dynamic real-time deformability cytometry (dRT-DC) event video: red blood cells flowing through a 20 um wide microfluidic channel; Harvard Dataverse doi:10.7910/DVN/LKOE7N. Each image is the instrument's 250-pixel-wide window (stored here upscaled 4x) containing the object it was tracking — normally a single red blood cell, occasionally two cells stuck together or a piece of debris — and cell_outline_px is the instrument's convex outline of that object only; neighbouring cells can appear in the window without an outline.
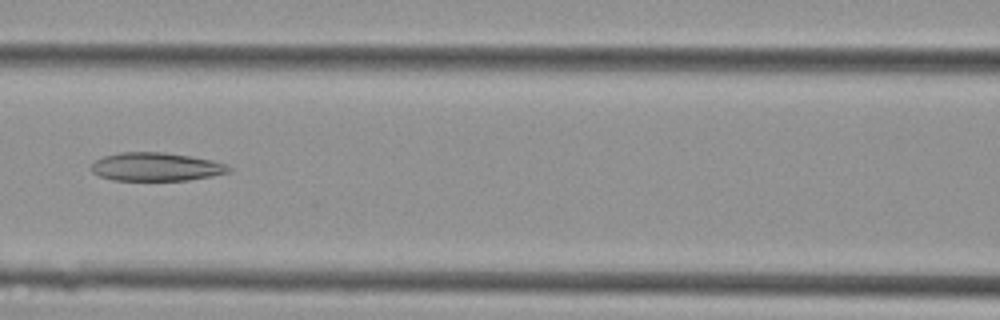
{"species": "Egyptian fruit bat (a non-hibernating species)", "species_latin": "Rousettus aegyptiacus", "temperature_condition": "cold", "stored_images_in_passage": 36, "camera_frame_rate_fps": 3000, "um_per_image_px": 0.085, "animal": {"sex": "female"}, "frame": {"image": 1, "passage_image": 17, "time_ms": 5.333, "image_size_px": [1000, 320], "cell_outline_px": [[232, 168], [228, 172], [212, 176], [188, 180], [112, 180], [100, 176], [92, 172], [88, 168], [96, 160], [104, 156], [120, 152], [164, 152], [212, 160], [228, 164]], "centroid_in_image_um": [13.25, 14.18], "position_along_channel_um": 153.3, "area_um2": 22.77}}
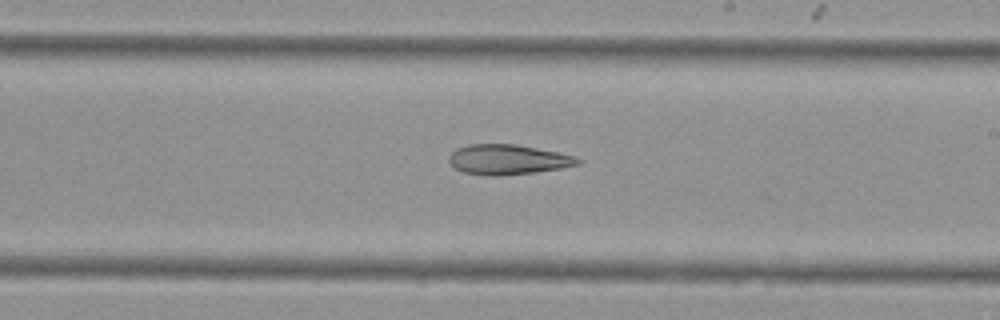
{"frame": {"image": 2, "passage_image": 23, "time_ms": 7.333, "image_size_px": [1000, 320], "cell_outline_px": [[584, 160], [580, 164], [560, 168], [532, 172], [496, 176], [492, 176], [460, 172], [448, 160], [448, 156], [456, 148], [468, 144], [516, 144], [576, 156]], "centroid_in_image_um": [43.15, 13.55], "position_along_channel_um": 245.8, "area_um2": 22.48}}
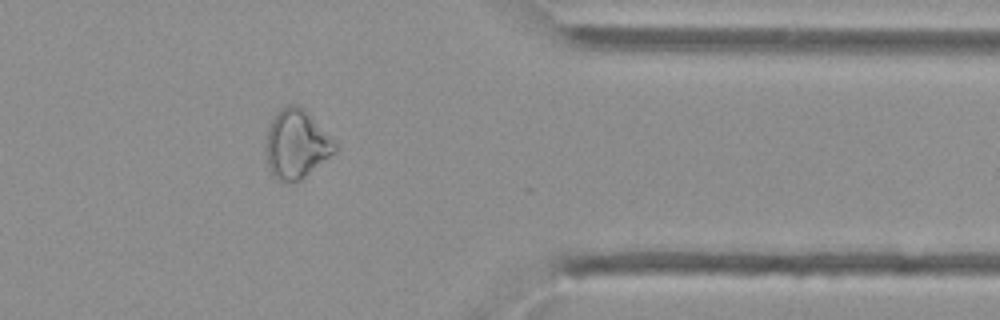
{"frame": {"image": 3, "passage_image": 33, "time_ms": 10.667, "image_size_px": [1000, 320], "cell_outline_px": [[340, 148], [336, 152], [300, 180], [276, 180], [272, 176], [268, 168], [268, 128], [272, 120], [280, 108], [288, 104], [296, 104], [304, 108]], "centroid_in_image_um": [25.22, 12.24], "position_along_channel_um": 386.2, "area_um2": 27.11}}